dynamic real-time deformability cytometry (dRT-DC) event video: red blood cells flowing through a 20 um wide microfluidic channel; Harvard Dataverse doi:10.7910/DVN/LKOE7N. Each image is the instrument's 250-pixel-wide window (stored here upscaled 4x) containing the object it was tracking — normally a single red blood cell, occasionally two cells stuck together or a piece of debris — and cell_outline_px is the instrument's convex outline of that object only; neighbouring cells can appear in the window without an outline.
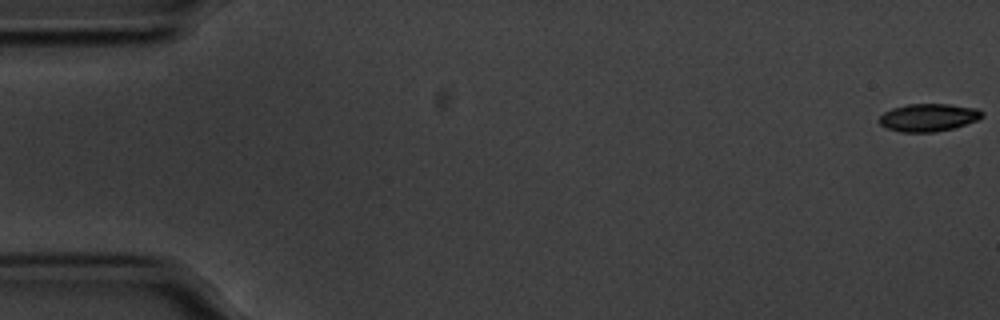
{"species": "common noctule bat (a hibernating species)", "species_latin": "Nyctalus noctula", "temperature_condition": "cold", "stored_images_in_passage": 57, "camera_frame_rate_fps": 3000, "um_per_image_px": 0.085, "animal": {"sex": "male", "body_mass_g": 20.1, "forearm_length_mm": 53.5}, "frame": {"image": 1, "passage_image": 1, "time_ms": 0.0, "image_size_px": [1000, 320], "cell_outline_px": [[984, 116], [976, 120], [952, 128], [936, 132], [900, 132], [888, 128], [880, 124], [876, 120], [884, 112], [892, 108], [908, 104], [948, 104], [976, 108], [984, 112]], "centroid_in_image_um": [78.89, 9.98], "position_along_channel_um": 6.1, "area_um2": 16.59}}
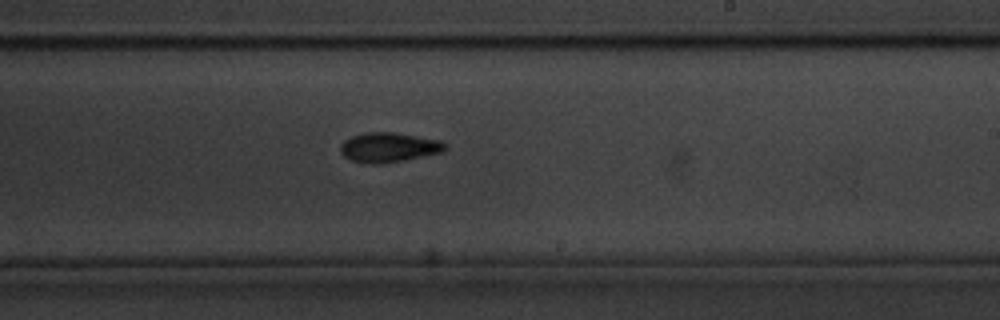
{"frame": {"image": 2, "passage_image": 34, "time_ms": 11.0, "image_size_px": [1000, 320], "cell_outline_px": [[448, 148], [444, 152], [384, 164], [368, 164], [352, 160], [344, 156], [340, 152], [340, 144], [344, 140], [352, 136], [364, 132], [396, 132], [444, 140], [448, 144]], "centroid_in_image_um": [33.11, 12.52], "position_along_channel_um": 255.9, "area_um2": 18.61}}
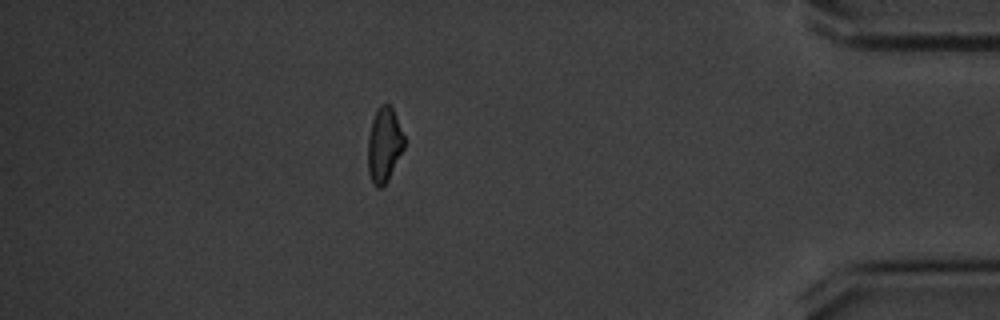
{"frame": {"image": 3, "passage_image": 50, "time_ms": 16.333, "image_size_px": [1000, 320], "cell_outline_px": [[404, 148], [388, 180], [380, 188], [376, 188], [372, 184], [368, 172], [368, 136], [372, 120], [376, 108], [380, 104], [388, 104], [392, 108], [404, 136]], "centroid_in_image_um": [32.63, 12.32], "position_along_channel_um": 402.6, "area_um2": 15.84}, "authors_computed_cell_mechanics": {"area_um2": 17.1666, "velocity_mm_per_s": 3.5445, "shape_relaxation_time_tau1_ms": 4.9381, "shape_relaxation_time_tau2_ms": null, "deformation_change_tau1": 0.1577, "deformation_change_tau2": null}}